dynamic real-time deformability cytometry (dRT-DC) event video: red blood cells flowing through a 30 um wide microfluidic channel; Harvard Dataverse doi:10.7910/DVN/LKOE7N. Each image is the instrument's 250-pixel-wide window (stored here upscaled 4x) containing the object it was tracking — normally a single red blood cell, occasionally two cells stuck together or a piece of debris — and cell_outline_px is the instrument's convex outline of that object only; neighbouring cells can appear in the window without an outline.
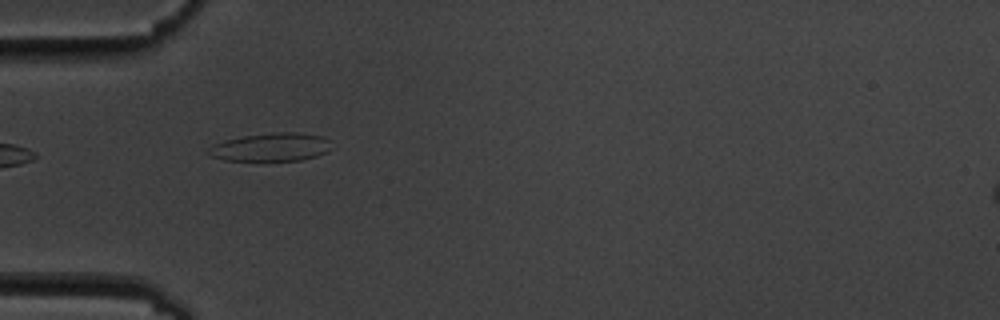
{"species": "common noctule bat (a hibernating species)", "species_latin": "Nyctalus noctula", "temperature_condition": "cold", "stored_images_in_passage": 6, "camera_frame_rate_fps": 3000, "um_per_image_px": 0.085, "animal": {"sex": "male", "body_mass_g": 19.5, "forearm_length_mm": 54.6}, "frame": {"image": 1, "passage_image": 5, "time_ms": 5.333, "image_size_px": [1000, 320], "cell_outline_px": [[336, 148], [316, 156], [300, 160], [224, 160], [208, 156], [204, 152], [208, 148], [224, 140], [244, 136], [276, 132], [296, 132], [324, 136]], "centroid_in_image_um": [23.06, 12.5], "position_along_channel_um": 61.9, "area_um2": 20.4}}